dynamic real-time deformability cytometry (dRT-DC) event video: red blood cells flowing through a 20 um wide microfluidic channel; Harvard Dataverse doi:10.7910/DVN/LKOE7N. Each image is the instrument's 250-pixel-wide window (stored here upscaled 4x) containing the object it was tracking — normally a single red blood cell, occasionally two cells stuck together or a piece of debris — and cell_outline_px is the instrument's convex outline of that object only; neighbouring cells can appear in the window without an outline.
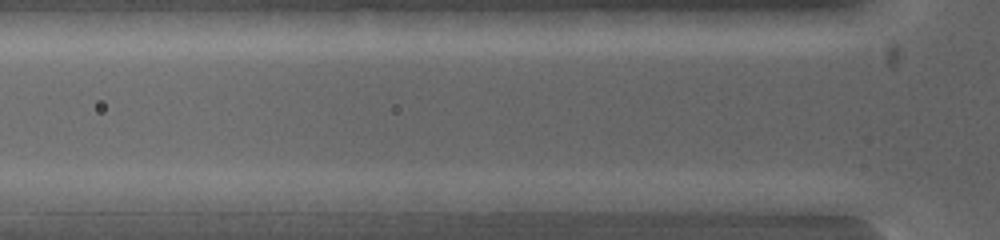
{"species": "common noctule bat (a hibernating species)", "species_latin": "Nyctalus noctula", "temperature_condition": "warm", "stored_images_in_passage": 4, "camera_frame_rate_fps": 5000, "um_per_image_px": 0.085, "animal": {"sex": "female", "body_mass_g": 19.0, "forearm_length_mm": 53.3}, "frame": {"image": 1, "passage_image": 2, "time_ms": 0.2, "image_size_px": [1000, 240], "cell_outline_px": [[600, 200], [568, 208], [528, 212], [500, 212], [492, 200], [572, 192], [592, 192]], "centroid_in_image_um": [46.32, 17.18], "position_along_channel_um": 79.5, "area_um2": 10.29}}